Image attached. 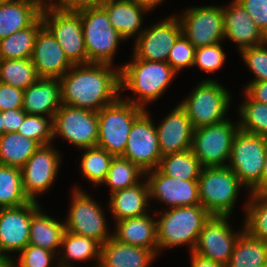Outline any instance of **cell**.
Listing matches in <instances>:
<instances>
[{"label": "cell", "instance_id": "cell-1", "mask_svg": "<svg viewBox=\"0 0 267 267\" xmlns=\"http://www.w3.org/2000/svg\"><path fill=\"white\" fill-rule=\"evenodd\" d=\"M59 80L62 104L94 112L114 102L121 90L120 71L107 63L73 65Z\"/></svg>", "mask_w": 267, "mask_h": 267}, {"label": "cell", "instance_id": "cell-2", "mask_svg": "<svg viewBox=\"0 0 267 267\" xmlns=\"http://www.w3.org/2000/svg\"><path fill=\"white\" fill-rule=\"evenodd\" d=\"M120 71V89H130L139 100L129 101L145 109L144 104L156 100L172 82L175 70L167 62L146 61L133 58L131 63L123 65Z\"/></svg>", "mask_w": 267, "mask_h": 267}, {"label": "cell", "instance_id": "cell-3", "mask_svg": "<svg viewBox=\"0 0 267 267\" xmlns=\"http://www.w3.org/2000/svg\"><path fill=\"white\" fill-rule=\"evenodd\" d=\"M212 215L201 205L171 208L157 221L158 249L189 243L192 252L198 235Z\"/></svg>", "mask_w": 267, "mask_h": 267}, {"label": "cell", "instance_id": "cell-4", "mask_svg": "<svg viewBox=\"0 0 267 267\" xmlns=\"http://www.w3.org/2000/svg\"><path fill=\"white\" fill-rule=\"evenodd\" d=\"M145 111L135 104L117 98L111 104L97 112L98 142L97 146L108 153L122 156L134 121Z\"/></svg>", "mask_w": 267, "mask_h": 267}, {"label": "cell", "instance_id": "cell-5", "mask_svg": "<svg viewBox=\"0 0 267 267\" xmlns=\"http://www.w3.org/2000/svg\"><path fill=\"white\" fill-rule=\"evenodd\" d=\"M241 186L228 166L203 167L198 179L200 204L211 215L229 216Z\"/></svg>", "mask_w": 267, "mask_h": 267}, {"label": "cell", "instance_id": "cell-6", "mask_svg": "<svg viewBox=\"0 0 267 267\" xmlns=\"http://www.w3.org/2000/svg\"><path fill=\"white\" fill-rule=\"evenodd\" d=\"M84 35L88 63L113 64L114 53L123 36L111 25L106 10L102 7L89 8L78 12Z\"/></svg>", "mask_w": 267, "mask_h": 267}, {"label": "cell", "instance_id": "cell-7", "mask_svg": "<svg viewBox=\"0 0 267 267\" xmlns=\"http://www.w3.org/2000/svg\"><path fill=\"white\" fill-rule=\"evenodd\" d=\"M266 153L267 137L237 131L227 165L250 193L260 184Z\"/></svg>", "mask_w": 267, "mask_h": 267}, {"label": "cell", "instance_id": "cell-8", "mask_svg": "<svg viewBox=\"0 0 267 267\" xmlns=\"http://www.w3.org/2000/svg\"><path fill=\"white\" fill-rule=\"evenodd\" d=\"M228 91L214 80H204L180 103L194 129L220 123L229 109Z\"/></svg>", "mask_w": 267, "mask_h": 267}, {"label": "cell", "instance_id": "cell-9", "mask_svg": "<svg viewBox=\"0 0 267 267\" xmlns=\"http://www.w3.org/2000/svg\"><path fill=\"white\" fill-rule=\"evenodd\" d=\"M41 17L43 26L57 40L68 60L73 65L87 64L80 14L62 11L48 5L42 8Z\"/></svg>", "mask_w": 267, "mask_h": 267}, {"label": "cell", "instance_id": "cell-10", "mask_svg": "<svg viewBox=\"0 0 267 267\" xmlns=\"http://www.w3.org/2000/svg\"><path fill=\"white\" fill-rule=\"evenodd\" d=\"M239 124L229 120L194 129L192 147L202 167L228 166L233 139L239 130ZM228 159V160H227Z\"/></svg>", "mask_w": 267, "mask_h": 267}, {"label": "cell", "instance_id": "cell-11", "mask_svg": "<svg viewBox=\"0 0 267 267\" xmlns=\"http://www.w3.org/2000/svg\"><path fill=\"white\" fill-rule=\"evenodd\" d=\"M56 135L82 149L97 146V112L62 104L53 118V137Z\"/></svg>", "mask_w": 267, "mask_h": 267}, {"label": "cell", "instance_id": "cell-12", "mask_svg": "<svg viewBox=\"0 0 267 267\" xmlns=\"http://www.w3.org/2000/svg\"><path fill=\"white\" fill-rule=\"evenodd\" d=\"M146 110L134 121L121 157L145 173L157 169L162 158L157 130Z\"/></svg>", "mask_w": 267, "mask_h": 267}, {"label": "cell", "instance_id": "cell-13", "mask_svg": "<svg viewBox=\"0 0 267 267\" xmlns=\"http://www.w3.org/2000/svg\"><path fill=\"white\" fill-rule=\"evenodd\" d=\"M74 190L68 219L64 223L66 231L92 238L100 245L105 244L112 235L108 236L101 206L79 188Z\"/></svg>", "mask_w": 267, "mask_h": 267}, {"label": "cell", "instance_id": "cell-14", "mask_svg": "<svg viewBox=\"0 0 267 267\" xmlns=\"http://www.w3.org/2000/svg\"><path fill=\"white\" fill-rule=\"evenodd\" d=\"M178 19L182 27V34L195 48L214 45L225 38L223 7L189 8Z\"/></svg>", "mask_w": 267, "mask_h": 267}, {"label": "cell", "instance_id": "cell-15", "mask_svg": "<svg viewBox=\"0 0 267 267\" xmlns=\"http://www.w3.org/2000/svg\"><path fill=\"white\" fill-rule=\"evenodd\" d=\"M37 201H30L19 207L0 209V258L12 262L6 252H21L30 238V221L39 209Z\"/></svg>", "mask_w": 267, "mask_h": 267}, {"label": "cell", "instance_id": "cell-16", "mask_svg": "<svg viewBox=\"0 0 267 267\" xmlns=\"http://www.w3.org/2000/svg\"><path fill=\"white\" fill-rule=\"evenodd\" d=\"M181 34L182 27L176 16L166 18L147 30L140 31L135 41L134 58L167 62L169 52Z\"/></svg>", "mask_w": 267, "mask_h": 267}, {"label": "cell", "instance_id": "cell-17", "mask_svg": "<svg viewBox=\"0 0 267 267\" xmlns=\"http://www.w3.org/2000/svg\"><path fill=\"white\" fill-rule=\"evenodd\" d=\"M229 216L212 215L198 235L193 250L205 258L227 265L235 243L242 232L232 233L227 220Z\"/></svg>", "mask_w": 267, "mask_h": 267}, {"label": "cell", "instance_id": "cell-18", "mask_svg": "<svg viewBox=\"0 0 267 267\" xmlns=\"http://www.w3.org/2000/svg\"><path fill=\"white\" fill-rule=\"evenodd\" d=\"M50 145L39 146L21 168L23 189L32 201H36L37 194L52 186L58 172L60 155Z\"/></svg>", "mask_w": 267, "mask_h": 267}, {"label": "cell", "instance_id": "cell-19", "mask_svg": "<svg viewBox=\"0 0 267 267\" xmlns=\"http://www.w3.org/2000/svg\"><path fill=\"white\" fill-rule=\"evenodd\" d=\"M147 180L149 197L169 204L171 208L200 204L198 180H183L162 174L158 169L144 175Z\"/></svg>", "mask_w": 267, "mask_h": 267}, {"label": "cell", "instance_id": "cell-20", "mask_svg": "<svg viewBox=\"0 0 267 267\" xmlns=\"http://www.w3.org/2000/svg\"><path fill=\"white\" fill-rule=\"evenodd\" d=\"M31 60L39 78L60 79L73 66L57 40L44 26L35 38Z\"/></svg>", "mask_w": 267, "mask_h": 267}, {"label": "cell", "instance_id": "cell-21", "mask_svg": "<svg viewBox=\"0 0 267 267\" xmlns=\"http://www.w3.org/2000/svg\"><path fill=\"white\" fill-rule=\"evenodd\" d=\"M224 37L238 44L240 51L267 43V37L237 0L223 7Z\"/></svg>", "mask_w": 267, "mask_h": 267}, {"label": "cell", "instance_id": "cell-22", "mask_svg": "<svg viewBox=\"0 0 267 267\" xmlns=\"http://www.w3.org/2000/svg\"><path fill=\"white\" fill-rule=\"evenodd\" d=\"M162 156L192 147L194 128L180 104L156 127Z\"/></svg>", "mask_w": 267, "mask_h": 267}, {"label": "cell", "instance_id": "cell-23", "mask_svg": "<svg viewBox=\"0 0 267 267\" xmlns=\"http://www.w3.org/2000/svg\"><path fill=\"white\" fill-rule=\"evenodd\" d=\"M57 80L59 82H57ZM61 84L59 79L39 78L23 92L22 110L26 114H48L53 120L56 112L61 107Z\"/></svg>", "mask_w": 267, "mask_h": 267}, {"label": "cell", "instance_id": "cell-24", "mask_svg": "<svg viewBox=\"0 0 267 267\" xmlns=\"http://www.w3.org/2000/svg\"><path fill=\"white\" fill-rule=\"evenodd\" d=\"M116 231L112 237L118 242L150 249L156 254L157 244V221H154L147 213L133 218L116 222Z\"/></svg>", "mask_w": 267, "mask_h": 267}, {"label": "cell", "instance_id": "cell-25", "mask_svg": "<svg viewBox=\"0 0 267 267\" xmlns=\"http://www.w3.org/2000/svg\"><path fill=\"white\" fill-rule=\"evenodd\" d=\"M156 253L150 249L118 242L111 237L101 245L98 267H148Z\"/></svg>", "mask_w": 267, "mask_h": 267}, {"label": "cell", "instance_id": "cell-26", "mask_svg": "<svg viewBox=\"0 0 267 267\" xmlns=\"http://www.w3.org/2000/svg\"><path fill=\"white\" fill-rule=\"evenodd\" d=\"M42 7L32 0H12L0 5V40L29 27Z\"/></svg>", "mask_w": 267, "mask_h": 267}, {"label": "cell", "instance_id": "cell-27", "mask_svg": "<svg viewBox=\"0 0 267 267\" xmlns=\"http://www.w3.org/2000/svg\"><path fill=\"white\" fill-rule=\"evenodd\" d=\"M107 12L112 27L124 39L134 35L142 25V13L146 12L133 0H104L101 5Z\"/></svg>", "mask_w": 267, "mask_h": 267}, {"label": "cell", "instance_id": "cell-28", "mask_svg": "<svg viewBox=\"0 0 267 267\" xmlns=\"http://www.w3.org/2000/svg\"><path fill=\"white\" fill-rule=\"evenodd\" d=\"M110 209L116 221L138 217L146 214L149 189L147 181L143 184L116 191L111 194Z\"/></svg>", "mask_w": 267, "mask_h": 267}, {"label": "cell", "instance_id": "cell-29", "mask_svg": "<svg viewBox=\"0 0 267 267\" xmlns=\"http://www.w3.org/2000/svg\"><path fill=\"white\" fill-rule=\"evenodd\" d=\"M65 231L64 223L43 214L39 208L30 221L29 244L55 253L58 246H61Z\"/></svg>", "mask_w": 267, "mask_h": 267}, {"label": "cell", "instance_id": "cell-30", "mask_svg": "<svg viewBox=\"0 0 267 267\" xmlns=\"http://www.w3.org/2000/svg\"><path fill=\"white\" fill-rule=\"evenodd\" d=\"M266 265L267 242L251 236L243 229L226 267H265Z\"/></svg>", "mask_w": 267, "mask_h": 267}, {"label": "cell", "instance_id": "cell-31", "mask_svg": "<svg viewBox=\"0 0 267 267\" xmlns=\"http://www.w3.org/2000/svg\"><path fill=\"white\" fill-rule=\"evenodd\" d=\"M43 27L41 15L29 26L0 40V60L30 59L35 38Z\"/></svg>", "mask_w": 267, "mask_h": 267}, {"label": "cell", "instance_id": "cell-32", "mask_svg": "<svg viewBox=\"0 0 267 267\" xmlns=\"http://www.w3.org/2000/svg\"><path fill=\"white\" fill-rule=\"evenodd\" d=\"M39 146L17 132L4 133L0 137V164L21 169Z\"/></svg>", "mask_w": 267, "mask_h": 267}, {"label": "cell", "instance_id": "cell-33", "mask_svg": "<svg viewBox=\"0 0 267 267\" xmlns=\"http://www.w3.org/2000/svg\"><path fill=\"white\" fill-rule=\"evenodd\" d=\"M191 149L162 156L158 170L167 176L183 180H198L202 170Z\"/></svg>", "mask_w": 267, "mask_h": 267}, {"label": "cell", "instance_id": "cell-34", "mask_svg": "<svg viewBox=\"0 0 267 267\" xmlns=\"http://www.w3.org/2000/svg\"><path fill=\"white\" fill-rule=\"evenodd\" d=\"M30 201L23 189L21 169L0 164V209L19 207Z\"/></svg>", "mask_w": 267, "mask_h": 267}, {"label": "cell", "instance_id": "cell-35", "mask_svg": "<svg viewBox=\"0 0 267 267\" xmlns=\"http://www.w3.org/2000/svg\"><path fill=\"white\" fill-rule=\"evenodd\" d=\"M39 79L34 63L30 59L0 60V82L27 89Z\"/></svg>", "mask_w": 267, "mask_h": 267}, {"label": "cell", "instance_id": "cell-36", "mask_svg": "<svg viewBox=\"0 0 267 267\" xmlns=\"http://www.w3.org/2000/svg\"><path fill=\"white\" fill-rule=\"evenodd\" d=\"M60 247L66 248L64 258H67V262L60 260L61 262L57 267H72L68 265V260L70 259L73 261H85L94 257L100 262L101 245L92 238L65 231Z\"/></svg>", "mask_w": 267, "mask_h": 267}, {"label": "cell", "instance_id": "cell-37", "mask_svg": "<svg viewBox=\"0 0 267 267\" xmlns=\"http://www.w3.org/2000/svg\"><path fill=\"white\" fill-rule=\"evenodd\" d=\"M137 165L121 156L114 157L103 183L111 188V194L135 186L140 176L144 175ZM139 176V177H138Z\"/></svg>", "mask_w": 267, "mask_h": 267}, {"label": "cell", "instance_id": "cell-38", "mask_svg": "<svg viewBox=\"0 0 267 267\" xmlns=\"http://www.w3.org/2000/svg\"><path fill=\"white\" fill-rule=\"evenodd\" d=\"M87 150L81 159V170L86 178L94 184L104 182L114 155L99 146L84 148Z\"/></svg>", "mask_w": 267, "mask_h": 267}, {"label": "cell", "instance_id": "cell-39", "mask_svg": "<svg viewBox=\"0 0 267 267\" xmlns=\"http://www.w3.org/2000/svg\"><path fill=\"white\" fill-rule=\"evenodd\" d=\"M247 100L240 106L242 121H239L240 130L267 137V104L253 100L245 92Z\"/></svg>", "mask_w": 267, "mask_h": 267}, {"label": "cell", "instance_id": "cell-40", "mask_svg": "<svg viewBox=\"0 0 267 267\" xmlns=\"http://www.w3.org/2000/svg\"><path fill=\"white\" fill-rule=\"evenodd\" d=\"M251 194L243 227L251 236L267 242V194Z\"/></svg>", "mask_w": 267, "mask_h": 267}, {"label": "cell", "instance_id": "cell-41", "mask_svg": "<svg viewBox=\"0 0 267 267\" xmlns=\"http://www.w3.org/2000/svg\"><path fill=\"white\" fill-rule=\"evenodd\" d=\"M17 133L33 139L40 146L49 145L54 138L53 120H47V117L42 115L27 114Z\"/></svg>", "mask_w": 267, "mask_h": 267}, {"label": "cell", "instance_id": "cell-42", "mask_svg": "<svg viewBox=\"0 0 267 267\" xmlns=\"http://www.w3.org/2000/svg\"><path fill=\"white\" fill-rule=\"evenodd\" d=\"M196 48L181 34L169 52L167 63L177 73L181 68L192 67Z\"/></svg>", "mask_w": 267, "mask_h": 267}, {"label": "cell", "instance_id": "cell-43", "mask_svg": "<svg viewBox=\"0 0 267 267\" xmlns=\"http://www.w3.org/2000/svg\"><path fill=\"white\" fill-rule=\"evenodd\" d=\"M226 56L220 43L198 47L195 50L194 65L206 72H214L224 64Z\"/></svg>", "mask_w": 267, "mask_h": 267}, {"label": "cell", "instance_id": "cell-44", "mask_svg": "<svg viewBox=\"0 0 267 267\" xmlns=\"http://www.w3.org/2000/svg\"><path fill=\"white\" fill-rule=\"evenodd\" d=\"M265 44L256 45L241 51L247 67L256 78L251 82L267 81V49Z\"/></svg>", "mask_w": 267, "mask_h": 267}, {"label": "cell", "instance_id": "cell-45", "mask_svg": "<svg viewBox=\"0 0 267 267\" xmlns=\"http://www.w3.org/2000/svg\"><path fill=\"white\" fill-rule=\"evenodd\" d=\"M20 253L19 264L12 261V267H49L55 254L32 244H28Z\"/></svg>", "mask_w": 267, "mask_h": 267}, {"label": "cell", "instance_id": "cell-46", "mask_svg": "<svg viewBox=\"0 0 267 267\" xmlns=\"http://www.w3.org/2000/svg\"><path fill=\"white\" fill-rule=\"evenodd\" d=\"M267 37V0H237Z\"/></svg>", "mask_w": 267, "mask_h": 267}, {"label": "cell", "instance_id": "cell-47", "mask_svg": "<svg viewBox=\"0 0 267 267\" xmlns=\"http://www.w3.org/2000/svg\"><path fill=\"white\" fill-rule=\"evenodd\" d=\"M23 89L0 82V111L22 109Z\"/></svg>", "mask_w": 267, "mask_h": 267}, {"label": "cell", "instance_id": "cell-48", "mask_svg": "<svg viewBox=\"0 0 267 267\" xmlns=\"http://www.w3.org/2000/svg\"><path fill=\"white\" fill-rule=\"evenodd\" d=\"M56 3H48L49 6L66 12H79L102 5L104 0H57Z\"/></svg>", "mask_w": 267, "mask_h": 267}, {"label": "cell", "instance_id": "cell-49", "mask_svg": "<svg viewBox=\"0 0 267 267\" xmlns=\"http://www.w3.org/2000/svg\"><path fill=\"white\" fill-rule=\"evenodd\" d=\"M26 115L22 109H11L2 112L3 134L17 132Z\"/></svg>", "mask_w": 267, "mask_h": 267}, {"label": "cell", "instance_id": "cell-50", "mask_svg": "<svg viewBox=\"0 0 267 267\" xmlns=\"http://www.w3.org/2000/svg\"><path fill=\"white\" fill-rule=\"evenodd\" d=\"M245 92L255 101L267 104V81L250 82Z\"/></svg>", "mask_w": 267, "mask_h": 267}, {"label": "cell", "instance_id": "cell-51", "mask_svg": "<svg viewBox=\"0 0 267 267\" xmlns=\"http://www.w3.org/2000/svg\"><path fill=\"white\" fill-rule=\"evenodd\" d=\"M191 263V267H226L193 251L191 252Z\"/></svg>", "mask_w": 267, "mask_h": 267}, {"label": "cell", "instance_id": "cell-52", "mask_svg": "<svg viewBox=\"0 0 267 267\" xmlns=\"http://www.w3.org/2000/svg\"><path fill=\"white\" fill-rule=\"evenodd\" d=\"M253 194H267V153L265 157V164L261 176L260 184L251 192Z\"/></svg>", "mask_w": 267, "mask_h": 267}, {"label": "cell", "instance_id": "cell-53", "mask_svg": "<svg viewBox=\"0 0 267 267\" xmlns=\"http://www.w3.org/2000/svg\"><path fill=\"white\" fill-rule=\"evenodd\" d=\"M145 10H151L153 7L161 3L163 0H133Z\"/></svg>", "mask_w": 267, "mask_h": 267}, {"label": "cell", "instance_id": "cell-54", "mask_svg": "<svg viewBox=\"0 0 267 267\" xmlns=\"http://www.w3.org/2000/svg\"><path fill=\"white\" fill-rule=\"evenodd\" d=\"M3 135V117L2 112L0 111V137Z\"/></svg>", "mask_w": 267, "mask_h": 267}, {"label": "cell", "instance_id": "cell-55", "mask_svg": "<svg viewBox=\"0 0 267 267\" xmlns=\"http://www.w3.org/2000/svg\"><path fill=\"white\" fill-rule=\"evenodd\" d=\"M0 267H12V264H11V262H8V261H2L1 263H0Z\"/></svg>", "mask_w": 267, "mask_h": 267}, {"label": "cell", "instance_id": "cell-56", "mask_svg": "<svg viewBox=\"0 0 267 267\" xmlns=\"http://www.w3.org/2000/svg\"><path fill=\"white\" fill-rule=\"evenodd\" d=\"M32 1L36 2L37 4H39L42 8H45L46 6H48L46 4V2H44L43 0H32Z\"/></svg>", "mask_w": 267, "mask_h": 267}, {"label": "cell", "instance_id": "cell-57", "mask_svg": "<svg viewBox=\"0 0 267 267\" xmlns=\"http://www.w3.org/2000/svg\"><path fill=\"white\" fill-rule=\"evenodd\" d=\"M10 1H12V0H0V5H1V4H5V3H7V2H10Z\"/></svg>", "mask_w": 267, "mask_h": 267}]
</instances>
